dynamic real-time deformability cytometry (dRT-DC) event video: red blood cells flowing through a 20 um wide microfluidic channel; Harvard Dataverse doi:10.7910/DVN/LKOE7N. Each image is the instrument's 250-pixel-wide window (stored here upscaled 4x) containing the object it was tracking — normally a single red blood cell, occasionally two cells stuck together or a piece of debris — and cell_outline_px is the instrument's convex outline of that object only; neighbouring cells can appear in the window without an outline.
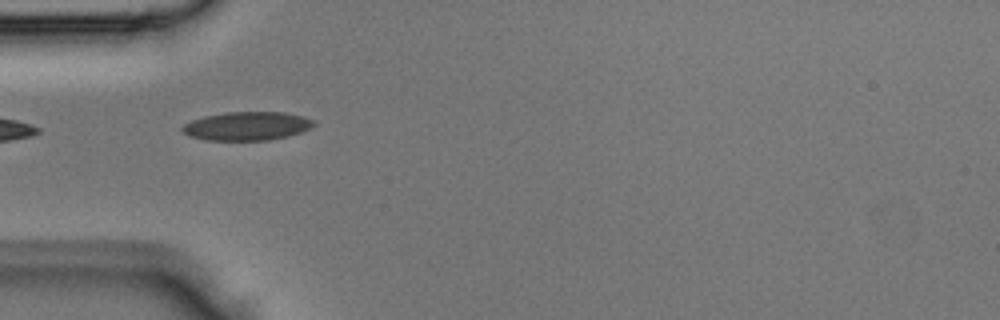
{"species": "Egyptian fruit bat (a non-hibernating species)", "species_latin": "Rousettus aegyptiacus", "temperature_condition": "room temperature", "stored_images_in_passage": 2, "camera_frame_rate_fps": 3000, "um_per_image_px": 0.085, "animal": {"sex": "male"}, "frame": {"image": 1, "passage_image": 2, "time_ms": 0.333, "image_size_px": [1000, 320], "cell_outline_px": [[316, 124], [312, 128], [288, 136], [268, 140], [208, 140], [188, 136], [180, 128], [184, 124], [192, 120], [204, 116], [228, 112], [284, 112], [304, 116], [316, 120]], "centroid_in_image_um": [21.03, 10.71], "position_along_channel_um": 64.0, "area_um2": 22.02}}